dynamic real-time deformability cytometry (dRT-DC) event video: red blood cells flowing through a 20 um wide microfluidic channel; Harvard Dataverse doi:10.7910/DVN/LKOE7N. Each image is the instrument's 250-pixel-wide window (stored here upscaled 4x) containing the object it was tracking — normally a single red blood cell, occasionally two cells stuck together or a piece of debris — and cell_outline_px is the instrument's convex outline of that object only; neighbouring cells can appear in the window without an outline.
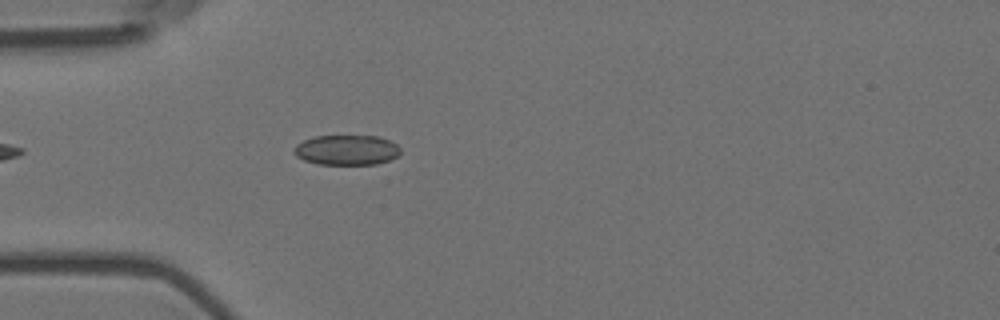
{"species": "Egyptian fruit bat (a non-hibernating species)", "species_latin": "Rousettus aegyptiacus", "temperature_condition": "room temperature", "stored_images_in_passage": 5, "camera_frame_rate_fps": 3000, "um_per_image_px": 0.085, "animal": {"sex": "female"}, "frame": {"image": 1, "passage_image": 5, "time_ms": 1.333, "image_size_px": [1000, 320], "cell_outline_px": [[400, 152], [396, 156], [388, 160], [376, 164], [320, 164], [304, 160], [296, 156], [292, 152], [296, 144], [304, 140], [316, 136], [380, 136], [396, 144], [400, 148]], "centroid_in_image_um": [29.44, 12.74], "position_along_channel_um": 55.6, "area_um2": 18.55}}